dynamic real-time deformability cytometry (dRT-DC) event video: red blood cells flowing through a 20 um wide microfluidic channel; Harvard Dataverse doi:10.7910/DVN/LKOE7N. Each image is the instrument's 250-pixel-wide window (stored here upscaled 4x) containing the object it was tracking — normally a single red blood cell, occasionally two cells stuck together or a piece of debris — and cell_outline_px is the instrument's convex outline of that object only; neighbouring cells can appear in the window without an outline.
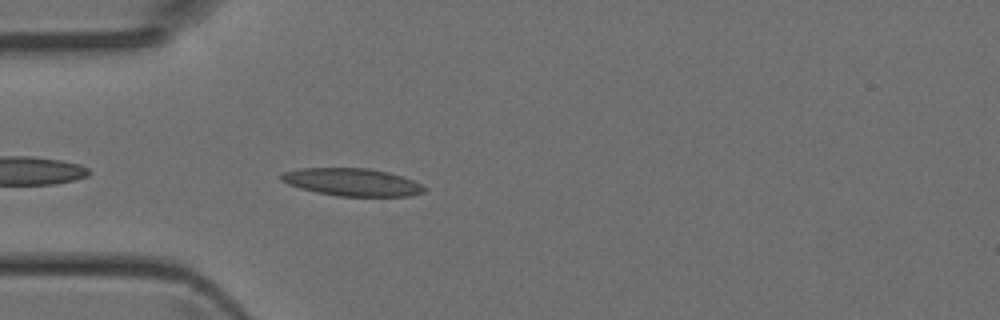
{"species": "Egyptian fruit bat (a non-hibernating species)", "species_latin": "Rousettus aegyptiacus", "temperature_condition": "room temperature", "stored_images_in_passage": 4, "camera_frame_rate_fps": 3000, "um_per_image_px": 0.085, "animal": {"sex": "female"}, "frame": {"image": 1, "passage_image": 4, "time_ms": 1.0, "image_size_px": [1000, 320], "cell_outline_px": [[428, 188], [424, 192], [408, 196], [336, 196], [316, 192], [300, 188], [288, 184], [280, 180], [280, 172], [300, 168], [368, 168], [388, 172], [412, 180]], "centroid_in_image_um": [29.89, 15.48], "position_along_channel_um": 55.1, "area_um2": 23.06}}